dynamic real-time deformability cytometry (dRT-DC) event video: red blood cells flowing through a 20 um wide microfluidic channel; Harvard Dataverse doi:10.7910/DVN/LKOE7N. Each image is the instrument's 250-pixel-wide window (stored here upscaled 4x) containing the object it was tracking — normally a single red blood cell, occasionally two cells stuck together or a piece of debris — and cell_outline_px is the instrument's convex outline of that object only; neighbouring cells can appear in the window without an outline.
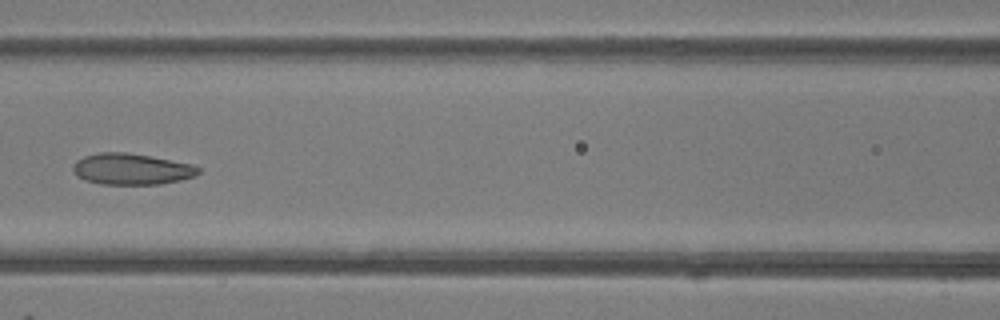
{"species": "common noctule bat (a hibernating species)", "species_latin": "Nyctalus noctula", "temperature_condition": "room temperature", "stored_images_in_passage": 6, "camera_frame_rate_fps": 3000, "um_per_image_px": 0.085, "animal": {"sex": "female"}, "frame": {"image": 1, "passage_image": 6, "time_ms": 6.667, "image_size_px": [1000, 320], "cell_outline_px": [[200, 172], [196, 176], [180, 180], [160, 184], [100, 184], [84, 180], [76, 176], [72, 168], [76, 160], [84, 156], [100, 152], [124, 152], [148, 156], [192, 164], [200, 168]], "centroid_in_image_um": [11.16, 14.38], "position_along_channel_um": 155.4, "area_um2": 22.77}}